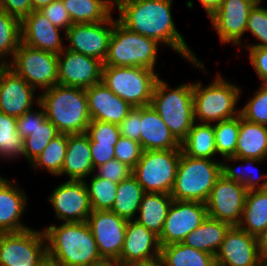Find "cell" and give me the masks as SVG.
<instances>
[{
  "label": "cell",
  "instance_id": "obj_1",
  "mask_svg": "<svg viewBox=\"0 0 267 266\" xmlns=\"http://www.w3.org/2000/svg\"><path fill=\"white\" fill-rule=\"evenodd\" d=\"M173 0H114L119 11L117 20L128 30L171 47L193 66L205 70L172 18Z\"/></svg>",
  "mask_w": 267,
  "mask_h": 266
},
{
  "label": "cell",
  "instance_id": "obj_2",
  "mask_svg": "<svg viewBox=\"0 0 267 266\" xmlns=\"http://www.w3.org/2000/svg\"><path fill=\"white\" fill-rule=\"evenodd\" d=\"M43 230L48 266H88L103 261L87 222H62Z\"/></svg>",
  "mask_w": 267,
  "mask_h": 266
},
{
  "label": "cell",
  "instance_id": "obj_3",
  "mask_svg": "<svg viewBox=\"0 0 267 266\" xmlns=\"http://www.w3.org/2000/svg\"><path fill=\"white\" fill-rule=\"evenodd\" d=\"M46 118L62 134L86 133L91 118L85 89L56 84L39 93Z\"/></svg>",
  "mask_w": 267,
  "mask_h": 266
},
{
  "label": "cell",
  "instance_id": "obj_4",
  "mask_svg": "<svg viewBox=\"0 0 267 266\" xmlns=\"http://www.w3.org/2000/svg\"><path fill=\"white\" fill-rule=\"evenodd\" d=\"M203 86L201 81L193 82L195 122L212 124L240 115V109L236 108L240 101V86L223 79L219 73L209 85Z\"/></svg>",
  "mask_w": 267,
  "mask_h": 266
},
{
  "label": "cell",
  "instance_id": "obj_5",
  "mask_svg": "<svg viewBox=\"0 0 267 266\" xmlns=\"http://www.w3.org/2000/svg\"><path fill=\"white\" fill-rule=\"evenodd\" d=\"M174 137L181 143L194 124L193 83L180 84L169 88L165 80L159 78L151 100Z\"/></svg>",
  "mask_w": 267,
  "mask_h": 266
},
{
  "label": "cell",
  "instance_id": "obj_6",
  "mask_svg": "<svg viewBox=\"0 0 267 266\" xmlns=\"http://www.w3.org/2000/svg\"><path fill=\"white\" fill-rule=\"evenodd\" d=\"M219 160L192 158L181 152L172 191L173 200L206 203L216 180L222 175Z\"/></svg>",
  "mask_w": 267,
  "mask_h": 266
},
{
  "label": "cell",
  "instance_id": "obj_7",
  "mask_svg": "<svg viewBox=\"0 0 267 266\" xmlns=\"http://www.w3.org/2000/svg\"><path fill=\"white\" fill-rule=\"evenodd\" d=\"M159 45L152 38L128 30L116 18L103 64L155 70Z\"/></svg>",
  "mask_w": 267,
  "mask_h": 266
},
{
  "label": "cell",
  "instance_id": "obj_8",
  "mask_svg": "<svg viewBox=\"0 0 267 266\" xmlns=\"http://www.w3.org/2000/svg\"><path fill=\"white\" fill-rule=\"evenodd\" d=\"M158 74L143 67L103 66L101 82L133 107L151 104Z\"/></svg>",
  "mask_w": 267,
  "mask_h": 266
},
{
  "label": "cell",
  "instance_id": "obj_9",
  "mask_svg": "<svg viewBox=\"0 0 267 266\" xmlns=\"http://www.w3.org/2000/svg\"><path fill=\"white\" fill-rule=\"evenodd\" d=\"M182 150H145L132 175L145 193L170 194Z\"/></svg>",
  "mask_w": 267,
  "mask_h": 266
},
{
  "label": "cell",
  "instance_id": "obj_10",
  "mask_svg": "<svg viewBox=\"0 0 267 266\" xmlns=\"http://www.w3.org/2000/svg\"><path fill=\"white\" fill-rule=\"evenodd\" d=\"M0 266H48L44 230L0 233Z\"/></svg>",
  "mask_w": 267,
  "mask_h": 266
},
{
  "label": "cell",
  "instance_id": "obj_11",
  "mask_svg": "<svg viewBox=\"0 0 267 266\" xmlns=\"http://www.w3.org/2000/svg\"><path fill=\"white\" fill-rule=\"evenodd\" d=\"M12 59L7 66L36 90H46L58 84V54L21 42Z\"/></svg>",
  "mask_w": 267,
  "mask_h": 266
},
{
  "label": "cell",
  "instance_id": "obj_12",
  "mask_svg": "<svg viewBox=\"0 0 267 266\" xmlns=\"http://www.w3.org/2000/svg\"><path fill=\"white\" fill-rule=\"evenodd\" d=\"M248 190L239 183L221 175L206 201L208 217L227 222L231 226L240 224Z\"/></svg>",
  "mask_w": 267,
  "mask_h": 266
},
{
  "label": "cell",
  "instance_id": "obj_13",
  "mask_svg": "<svg viewBox=\"0 0 267 266\" xmlns=\"http://www.w3.org/2000/svg\"><path fill=\"white\" fill-rule=\"evenodd\" d=\"M208 217L205 203L173 200L158 236L160 246L181 243Z\"/></svg>",
  "mask_w": 267,
  "mask_h": 266
},
{
  "label": "cell",
  "instance_id": "obj_14",
  "mask_svg": "<svg viewBox=\"0 0 267 266\" xmlns=\"http://www.w3.org/2000/svg\"><path fill=\"white\" fill-rule=\"evenodd\" d=\"M113 27L112 14L102 22L72 24L65 32V37L69 42L65 48L104 62Z\"/></svg>",
  "mask_w": 267,
  "mask_h": 266
},
{
  "label": "cell",
  "instance_id": "obj_15",
  "mask_svg": "<svg viewBox=\"0 0 267 266\" xmlns=\"http://www.w3.org/2000/svg\"><path fill=\"white\" fill-rule=\"evenodd\" d=\"M127 220L116 213L92 211L87 223L103 260L118 261L125 239Z\"/></svg>",
  "mask_w": 267,
  "mask_h": 266
},
{
  "label": "cell",
  "instance_id": "obj_16",
  "mask_svg": "<svg viewBox=\"0 0 267 266\" xmlns=\"http://www.w3.org/2000/svg\"><path fill=\"white\" fill-rule=\"evenodd\" d=\"M49 195L58 220L64 223L87 222L92 213L85 181L67 180L58 185Z\"/></svg>",
  "mask_w": 267,
  "mask_h": 266
},
{
  "label": "cell",
  "instance_id": "obj_17",
  "mask_svg": "<svg viewBox=\"0 0 267 266\" xmlns=\"http://www.w3.org/2000/svg\"><path fill=\"white\" fill-rule=\"evenodd\" d=\"M103 61L64 49L58 54V84L87 89L101 82Z\"/></svg>",
  "mask_w": 267,
  "mask_h": 266
},
{
  "label": "cell",
  "instance_id": "obj_18",
  "mask_svg": "<svg viewBox=\"0 0 267 266\" xmlns=\"http://www.w3.org/2000/svg\"><path fill=\"white\" fill-rule=\"evenodd\" d=\"M256 4L253 0H223L220 7L211 15L210 21L219 40L236 46L241 43L247 28L250 10Z\"/></svg>",
  "mask_w": 267,
  "mask_h": 266
},
{
  "label": "cell",
  "instance_id": "obj_19",
  "mask_svg": "<svg viewBox=\"0 0 267 266\" xmlns=\"http://www.w3.org/2000/svg\"><path fill=\"white\" fill-rule=\"evenodd\" d=\"M257 237L231 226L215 256L216 266H259Z\"/></svg>",
  "mask_w": 267,
  "mask_h": 266
},
{
  "label": "cell",
  "instance_id": "obj_20",
  "mask_svg": "<svg viewBox=\"0 0 267 266\" xmlns=\"http://www.w3.org/2000/svg\"><path fill=\"white\" fill-rule=\"evenodd\" d=\"M34 93L35 88L5 65L0 72V112L16 118L22 116L33 109V103L39 105V94L36 97Z\"/></svg>",
  "mask_w": 267,
  "mask_h": 266
},
{
  "label": "cell",
  "instance_id": "obj_21",
  "mask_svg": "<svg viewBox=\"0 0 267 266\" xmlns=\"http://www.w3.org/2000/svg\"><path fill=\"white\" fill-rule=\"evenodd\" d=\"M158 235L135 220L127 222L125 239L118 262L124 266L160 259Z\"/></svg>",
  "mask_w": 267,
  "mask_h": 266
},
{
  "label": "cell",
  "instance_id": "obj_22",
  "mask_svg": "<svg viewBox=\"0 0 267 266\" xmlns=\"http://www.w3.org/2000/svg\"><path fill=\"white\" fill-rule=\"evenodd\" d=\"M60 30L39 10H33L21 20V42L35 49L60 54L66 47Z\"/></svg>",
  "mask_w": 267,
  "mask_h": 266
},
{
  "label": "cell",
  "instance_id": "obj_23",
  "mask_svg": "<svg viewBox=\"0 0 267 266\" xmlns=\"http://www.w3.org/2000/svg\"><path fill=\"white\" fill-rule=\"evenodd\" d=\"M91 120L119 125L134 108L102 82L85 89Z\"/></svg>",
  "mask_w": 267,
  "mask_h": 266
},
{
  "label": "cell",
  "instance_id": "obj_24",
  "mask_svg": "<svg viewBox=\"0 0 267 266\" xmlns=\"http://www.w3.org/2000/svg\"><path fill=\"white\" fill-rule=\"evenodd\" d=\"M0 176V233L19 232L28 229L21 221L28 201L25 191Z\"/></svg>",
  "mask_w": 267,
  "mask_h": 266
},
{
  "label": "cell",
  "instance_id": "obj_25",
  "mask_svg": "<svg viewBox=\"0 0 267 266\" xmlns=\"http://www.w3.org/2000/svg\"><path fill=\"white\" fill-rule=\"evenodd\" d=\"M140 145L142 150H181L174 137L152 105L141 107Z\"/></svg>",
  "mask_w": 267,
  "mask_h": 266
},
{
  "label": "cell",
  "instance_id": "obj_26",
  "mask_svg": "<svg viewBox=\"0 0 267 266\" xmlns=\"http://www.w3.org/2000/svg\"><path fill=\"white\" fill-rule=\"evenodd\" d=\"M89 136L86 133L69 135L62 171L68 180L84 181L94 173Z\"/></svg>",
  "mask_w": 267,
  "mask_h": 266
},
{
  "label": "cell",
  "instance_id": "obj_27",
  "mask_svg": "<svg viewBox=\"0 0 267 266\" xmlns=\"http://www.w3.org/2000/svg\"><path fill=\"white\" fill-rule=\"evenodd\" d=\"M235 157L267 159V125L249 122L240 115Z\"/></svg>",
  "mask_w": 267,
  "mask_h": 266
},
{
  "label": "cell",
  "instance_id": "obj_28",
  "mask_svg": "<svg viewBox=\"0 0 267 266\" xmlns=\"http://www.w3.org/2000/svg\"><path fill=\"white\" fill-rule=\"evenodd\" d=\"M230 227L227 222L207 217L182 243L216 256Z\"/></svg>",
  "mask_w": 267,
  "mask_h": 266
},
{
  "label": "cell",
  "instance_id": "obj_29",
  "mask_svg": "<svg viewBox=\"0 0 267 266\" xmlns=\"http://www.w3.org/2000/svg\"><path fill=\"white\" fill-rule=\"evenodd\" d=\"M172 202L170 194L145 193L141 199L139 215L134 220L159 236Z\"/></svg>",
  "mask_w": 267,
  "mask_h": 266
},
{
  "label": "cell",
  "instance_id": "obj_30",
  "mask_svg": "<svg viewBox=\"0 0 267 266\" xmlns=\"http://www.w3.org/2000/svg\"><path fill=\"white\" fill-rule=\"evenodd\" d=\"M182 153L192 158L212 159L216 156L213 124L194 122L186 138L181 142Z\"/></svg>",
  "mask_w": 267,
  "mask_h": 266
},
{
  "label": "cell",
  "instance_id": "obj_31",
  "mask_svg": "<svg viewBox=\"0 0 267 266\" xmlns=\"http://www.w3.org/2000/svg\"><path fill=\"white\" fill-rule=\"evenodd\" d=\"M238 226L255 237L264 231L267 227V189L247 192L242 218Z\"/></svg>",
  "mask_w": 267,
  "mask_h": 266
},
{
  "label": "cell",
  "instance_id": "obj_32",
  "mask_svg": "<svg viewBox=\"0 0 267 266\" xmlns=\"http://www.w3.org/2000/svg\"><path fill=\"white\" fill-rule=\"evenodd\" d=\"M73 24L105 21L114 8V0H62Z\"/></svg>",
  "mask_w": 267,
  "mask_h": 266
},
{
  "label": "cell",
  "instance_id": "obj_33",
  "mask_svg": "<svg viewBox=\"0 0 267 266\" xmlns=\"http://www.w3.org/2000/svg\"><path fill=\"white\" fill-rule=\"evenodd\" d=\"M160 261L162 266H216L214 255L182 242L161 246Z\"/></svg>",
  "mask_w": 267,
  "mask_h": 266
},
{
  "label": "cell",
  "instance_id": "obj_34",
  "mask_svg": "<svg viewBox=\"0 0 267 266\" xmlns=\"http://www.w3.org/2000/svg\"><path fill=\"white\" fill-rule=\"evenodd\" d=\"M145 191L133 175L118 183L115 202L110 211L131 221L135 219Z\"/></svg>",
  "mask_w": 267,
  "mask_h": 266
},
{
  "label": "cell",
  "instance_id": "obj_35",
  "mask_svg": "<svg viewBox=\"0 0 267 266\" xmlns=\"http://www.w3.org/2000/svg\"><path fill=\"white\" fill-rule=\"evenodd\" d=\"M225 161H231V162H242V164H251L253 166L254 164L261 163L262 160L256 159V158H237L235 156H229L225 158ZM259 162V163H258ZM248 165V166H249ZM239 164L237 167L229 166V164L221 163V172L222 175L227 178L228 180H232L236 183L242 184L248 191L250 190H259V189H267V176L265 174H261L258 176V174H255L253 170L254 166L250 169L244 170V166ZM253 168V169H252ZM256 168V167H255ZM243 169V170H242ZM259 171V170H257ZM257 173V172H256ZM261 180H264L263 183L259 184Z\"/></svg>",
  "mask_w": 267,
  "mask_h": 266
},
{
  "label": "cell",
  "instance_id": "obj_36",
  "mask_svg": "<svg viewBox=\"0 0 267 266\" xmlns=\"http://www.w3.org/2000/svg\"><path fill=\"white\" fill-rule=\"evenodd\" d=\"M68 138L69 134L62 133L53 138L42 153L30 163L31 168L46 169L49 173L59 176L65 160Z\"/></svg>",
  "mask_w": 267,
  "mask_h": 266
},
{
  "label": "cell",
  "instance_id": "obj_37",
  "mask_svg": "<svg viewBox=\"0 0 267 266\" xmlns=\"http://www.w3.org/2000/svg\"><path fill=\"white\" fill-rule=\"evenodd\" d=\"M21 43V20L0 10V61L8 65Z\"/></svg>",
  "mask_w": 267,
  "mask_h": 266
},
{
  "label": "cell",
  "instance_id": "obj_38",
  "mask_svg": "<svg viewBox=\"0 0 267 266\" xmlns=\"http://www.w3.org/2000/svg\"><path fill=\"white\" fill-rule=\"evenodd\" d=\"M23 151L24 139L17 132V118L0 112V158L15 159L23 156Z\"/></svg>",
  "mask_w": 267,
  "mask_h": 266
},
{
  "label": "cell",
  "instance_id": "obj_39",
  "mask_svg": "<svg viewBox=\"0 0 267 266\" xmlns=\"http://www.w3.org/2000/svg\"><path fill=\"white\" fill-rule=\"evenodd\" d=\"M87 187L92 211H108L116 199L118 183L98 177L95 173L90 177Z\"/></svg>",
  "mask_w": 267,
  "mask_h": 266
},
{
  "label": "cell",
  "instance_id": "obj_40",
  "mask_svg": "<svg viewBox=\"0 0 267 266\" xmlns=\"http://www.w3.org/2000/svg\"><path fill=\"white\" fill-rule=\"evenodd\" d=\"M217 154L223 158L235 156L240 127V115L213 124Z\"/></svg>",
  "mask_w": 267,
  "mask_h": 266
},
{
  "label": "cell",
  "instance_id": "obj_41",
  "mask_svg": "<svg viewBox=\"0 0 267 266\" xmlns=\"http://www.w3.org/2000/svg\"><path fill=\"white\" fill-rule=\"evenodd\" d=\"M56 126L48 119L38 125L31 135L24 139L23 156L29 163L36 159L46 148L49 142L59 135Z\"/></svg>",
  "mask_w": 267,
  "mask_h": 266
},
{
  "label": "cell",
  "instance_id": "obj_42",
  "mask_svg": "<svg viewBox=\"0 0 267 266\" xmlns=\"http://www.w3.org/2000/svg\"><path fill=\"white\" fill-rule=\"evenodd\" d=\"M253 93V97L240 109V115L249 122L267 125V84L262 83Z\"/></svg>",
  "mask_w": 267,
  "mask_h": 266
},
{
  "label": "cell",
  "instance_id": "obj_43",
  "mask_svg": "<svg viewBox=\"0 0 267 266\" xmlns=\"http://www.w3.org/2000/svg\"><path fill=\"white\" fill-rule=\"evenodd\" d=\"M261 3H256L250 10L246 31L252 33L260 43L243 47H267V8L261 7Z\"/></svg>",
  "mask_w": 267,
  "mask_h": 266
},
{
  "label": "cell",
  "instance_id": "obj_44",
  "mask_svg": "<svg viewBox=\"0 0 267 266\" xmlns=\"http://www.w3.org/2000/svg\"><path fill=\"white\" fill-rule=\"evenodd\" d=\"M86 134L89 136V142L98 144H117L121 134L117 124L91 120Z\"/></svg>",
  "mask_w": 267,
  "mask_h": 266
},
{
  "label": "cell",
  "instance_id": "obj_45",
  "mask_svg": "<svg viewBox=\"0 0 267 266\" xmlns=\"http://www.w3.org/2000/svg\"><path fill=\"white\" fill-rule=\"evenodd\" d=\"M142 147L139 142L120 136L115 145V159L126 164L132 169L139 162L142 155Z\"/></svg>",
  "mask_w": 267,
  "mask_h": 266
},
{
  "label": "cell",
  "instance_id": "obj_46",
  "mask_svg": "<svg viewBox=\"0 0 267 266\" xmlns=\"http://www.w3.org/2000/svg\"><path fill=\"white\" fill-rule=\"evenodd\" d=\"M94 173L100 178L119 183L129 178L133 173V169L114 158L97 167Z\"/></svg>",
  "mask_w": 267,
  "mask_h": 266
},
{
  "label": "cell",
  "instance_id": "obj_47",
  "mask_svg": "<svg viewBox=\"0 0 267 266\" xmlns=\"http://www.w3.org/2000/svg\"><path fill=\"white\" fill-rule=\"evenodd\" d=\"M56 27L63 28L64 33L73 24L62 0H55L39 10Z\"/></svg>",
  "mask_w": 267,
  "mask_h": 266
},
{
  "label": "cell",
  "instance_id": "obj_48",
  "mask_svg": "<svg viewBox=\"0 0 267 266\" xmlns=\"http://www.w3.org/2000/svg\"><path fill=\"white\" fill-rule=\"evenodd\" d=\"M39 110H30L17 118V132L25 139L31 135L38 125H42L47 119L44 108L39 104Z\"/></svg>",
  "mask_w": 267,
  "mask_h": 266
},
{
  "label": "cell",
  "instance_id": "obj_49",
  "mask_svg": "<svg viewBox=\"0 0 267 266\" xmlns=\"http://www.w3.org/2000/svg\"><path fill=\"white\" fill-rule=\"evenodd\" d=\"M141 107H134L118 125L122 137L140 143Z\"/></svg>",
  "mask_w": 267,
  "mask_h": 266
},
{
  "label": "cell",
  "instance_id": "obj_50",
  "mask_svg": "<svg viewBox=\"0 0 267 266\" xmlns=\"http://www.w3.org/2000/svg\"><path fill=\"white\" fill-rule=\"evenodd\" d=\"M244 48H247L248 57L258 78L263 81V84H267V47Z\"/></svg>",
  "mask_w": 267,
  "mask_h": 266
},
{
  "label": "cell",
  "instance_id": "obj_51",
  "mask_svg": "<svg viewBox=\"0 0 267 266\" xmlns=\"http://www.w3.org/2000/svg\"><path fill=\"white\" fill-rule=\"evenodd\" d=\"M1 10L22 20L33 11L32 0H0Z\"/></svg>",
  "mask_w": 267,
  "mask_h": 266
},
{
  "label": "cell",
  "instance_id": "obj_52",
  "mask_svg": "<svg viewBox=\"0 0 267 266\" xmlns=\"http://www.w3.org/2000/svg\"><path fill=\"white\" fill-rule=\"evenodd\" d=\"M94 170L115 158V146L113 144H98L89 142Z\"/></svg>",
  "mask_w": 267,
  "mask_h": 266
},
{
  "label": "cell",
  "instance_id": "obj_53",
  "mask_svg": "<svg viewBox=\"0 0 267 266\" xmlns=\"http://www.w3.org/2000/svg\"><path fill=\"white\" fill-rule=\"evenodd\" d=\"M223 0H199L209 18L220 7Z\"/></svg>",
  "mask_w": 267,
  "mask_h": 266
},
{
  "label": "cell",
  "instance_id": "obj_54",
  "mask_svg": "<svg viewBox=\"0 0 267 266\" xmlns=\"http://www.w3.org/2000/svg\"><path fill=\"white\" fill-rule=\"evenodd\" d=\"M257 243L261 258H267V227L257 236Z\"/></svg>",
  "mask_w": 267,
  "mask_h": 266
},
{
  "label": "cell",
  "instance_id": "obj_55",
  "mask_svg": "<svg viewBox=\"0 0 267 266\" xmlns=\"http://www.w3.org/2000/svg\"><path fill=\"white\" fill-rule=\"evenodd\" d=\"M55 0H32L33 10H40L42 7L49 5Z\"/></svg>",
  "mask_w": 267,
  "mask_h": 266
},
{
  "label": "cell",
  "instance_id": "obj_56",
  "mask_svg": "<svg viewBox=\"0 0 267 266\" xmlns=\"http://www.w3.org/2000/svg\"><path fill=\"white\" fill-rule=\"evenodd\" d=\"M124 266H162L160 259L147 263H132Z\"/></svg>",
  "mask_w": 267,
  "mask_h": 266
},
{
  "label": "cell",
  "instance_id": "obj_57",
  "mask_svg": "<svg viewBox=\"0 0 267 266\" xmlns=\"http://www.w3.org/2000/svg\"><path fill=\"white\" fill-rule=\"evenodd\" d=\"M88 266H122L118 261L103 260L99 263Z\"/></svg>",
  "mask_w": 267,
  "mask_h": 266
},
{
  "label": "cell",
  "instance_id": "obj_58",
  "mask_svg": "<svg viewBox=\"0 0 267 266\" xmlns=\"http://www.w3.org/2000/svg\"><path fill=\"white\" fill-rule=\"evenodd\" d=\"M259 266H267V258H261Z\"/></svg>",
  "mask_w": 267,
  "mask_h": 266
},
{
  "label": "cell",
  "instance_id": "obj_59",
  "mask_svg": "<svg viewBox=\"0 0 267 266\" xmlns=\"http://www.w3.org/2000/svg\"><path fill=\"white\" fill-rule=\"evenodd\" d=\"M5 67V65L0 61V72Z\"/></svg>",
  "mask_w": 267,
  "mask_h": 266
},
{
  "label": "cell",
  "instance_id": "obj_60",
  "mask_svg": "<svg viewBox=\"0 0 267 266\" xmlns=\"http://www.w3.org/2000/svg\"><path fill=\"white\" fill-rule=\"evenodd\" d=\"M253 1H255L256 3H261L262 2V0H253Z\"/></svg>",
  "mask_w": 267,
  "mask_h": 266
}]
</instances>
